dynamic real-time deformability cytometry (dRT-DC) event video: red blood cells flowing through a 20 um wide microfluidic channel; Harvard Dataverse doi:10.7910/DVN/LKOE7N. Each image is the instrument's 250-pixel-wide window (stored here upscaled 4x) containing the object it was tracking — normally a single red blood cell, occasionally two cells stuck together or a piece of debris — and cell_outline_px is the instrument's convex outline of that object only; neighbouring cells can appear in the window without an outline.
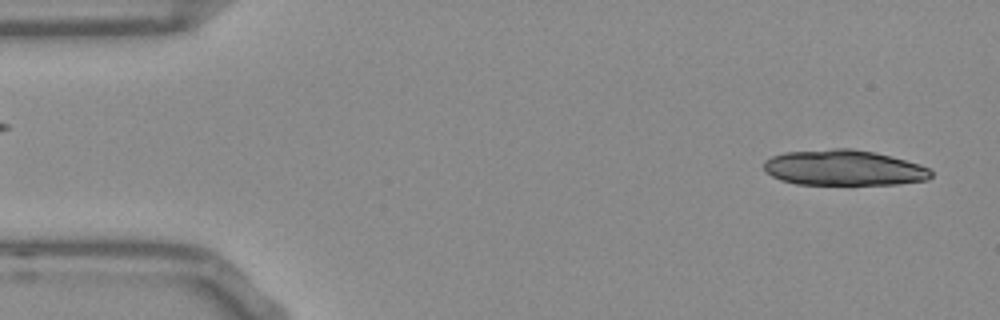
{"species": "Egyptian fruit bat (a non-hibernating species)", "species_latin": "Rousettus aegyptiacus", "temperature_condition": "room temperature", "stored_images_in_passage": 32, "camera_frame_rate_fps": 3000, "um_per_image_px": 0.085, "frame": {"image": 1, "passage_image": 2, "time_ms": 0.333, "image_size_px": [1000, 320], "cell_outline_px": [[932, 176], [928, 180], [896, 184], [796, 184], [780, 180], [772, 176], [764, 168], [764, 160], [772, 156], [784, 152], [832, 148], [852, 148], [876, 152], [892, 156], [920, 164], [928, 168], [932, 172]], "centroid_in_image_um": [71.73, 14.25], "position_along_channel_um": 13.3, "area_um2": 34.85}}
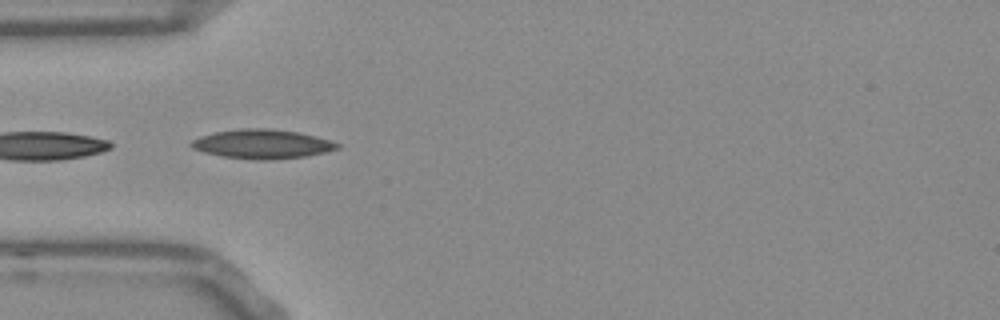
{"frame": {"image": 2, "passage_image": 15, "time_ms": 4.667, "image_size_px": [1000, 320], "cell_outline_px": [[340, 148], [308, 156], [268, 160], [260, 160], [224, 156], [204, 152], [192, 148], [188, 144], [192, 140], [200, 136], [216, 132], [240, 128], [268, 128], [296, 132], [328, 140], [340, 144]], "centroid_in_image_um": [22.26, 12.24], "position_along_channel_um": 62.7, "area_um2": 24.57}}
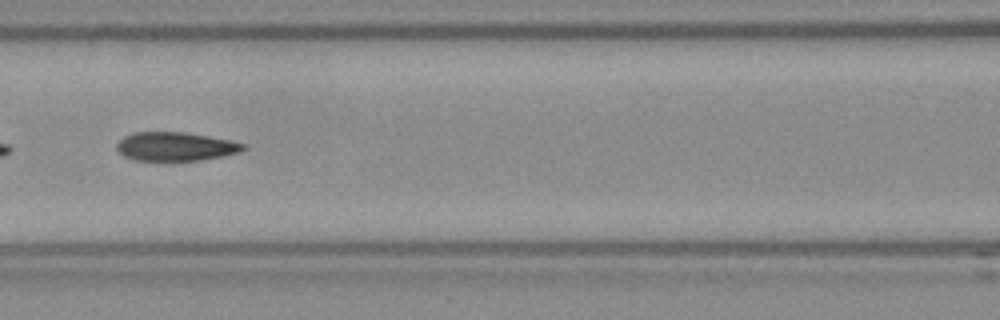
{"frame": {"image": 3, "passage_image": 22, "time_ms": 7.0, "image_size_px": [1000, 320], "cell_outline_px": [[244, 148], [240, 152], [200, 160], [136, 160], [124, 156], [116, 148], [116, 144], [124, 136], [132, 132], [188, 132], [232, 140], [244, 144]], "centroid_in_image_um": [14.9, 12.43], "position_along_channel_um": 151.7, "area_um2": 21.1}}